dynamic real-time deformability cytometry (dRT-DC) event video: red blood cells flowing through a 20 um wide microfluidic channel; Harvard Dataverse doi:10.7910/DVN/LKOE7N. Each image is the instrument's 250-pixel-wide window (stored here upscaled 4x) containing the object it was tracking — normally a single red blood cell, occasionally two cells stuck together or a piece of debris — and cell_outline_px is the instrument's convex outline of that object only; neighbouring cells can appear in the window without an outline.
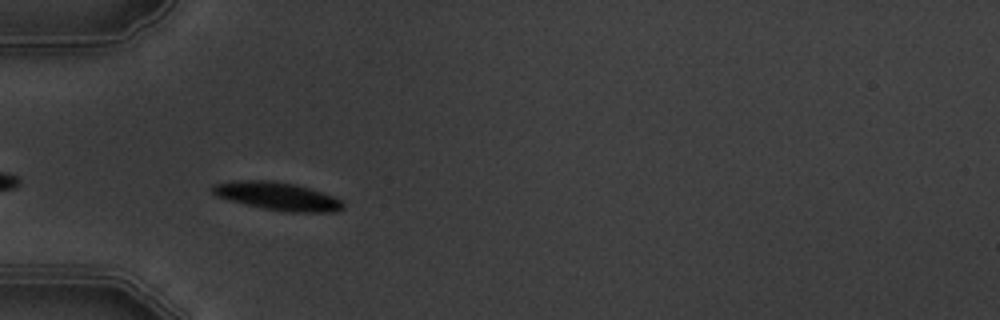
{"species": "common noctule bat (a hibernating species)", "species_latin": "Nyctalus noctula", "temperature_condition": "warm", "stored_images_in_passage": 5, "camera_frame_rate_fps": 3000, "um_per_image_px": 0.085, "animal": {"sex": "male", "body_mass_g": 19.5, "forearm_length_mm": 54.6}, "frame": {"image": 1, "passage_image": 4, "time_ms": 3.333, "image_size_px": [1000, 320], "cell_outline_px": [[344, 208], [336, 212], [288, 212], [264, 208], [228, 200], [216, 196], [212, 192], [212, 184], [232, 180], [272, 180], [296, 184], [332, 196], [340, 200], [344, 204]], "centroid_in_image_um": [23.55, 16.66], "position_along_channel_um": 61.5, "area_um2": 21.33}}